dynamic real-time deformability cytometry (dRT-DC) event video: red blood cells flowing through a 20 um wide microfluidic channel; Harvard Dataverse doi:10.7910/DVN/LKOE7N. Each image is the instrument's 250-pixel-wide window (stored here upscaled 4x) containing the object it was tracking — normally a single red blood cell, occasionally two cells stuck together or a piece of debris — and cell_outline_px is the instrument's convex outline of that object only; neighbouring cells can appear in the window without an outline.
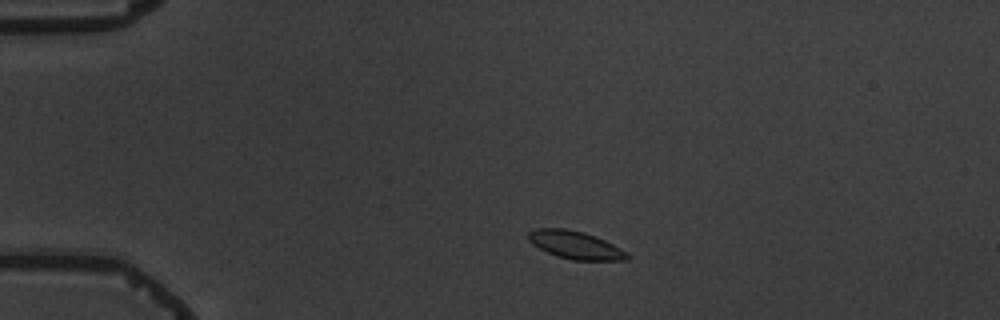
{"species": "common noctule bat (a hibernating species)", "species_latin": "Nyctalus noctula", "temperature_condition": "warm", "stored_images_in_passage": 9, "camera_frame_rate_fps": 3000, "um_per_image_px": 0.085, "animal": {"sex": "male", "body_mass_g": 19.5, "forearm_length_mm": 54.6}, "frame": {"image": 1, "passage_image": 2, "time_ms": 1.333, "image_size_px": [1000, 320], "cell_outline_px": [[632, 260], [572, 260], [556, 256], [532, 244], [528, 240], [528, 232], [536, 228], [564, 228], [584, 232], [596, 236], [620, 248], [632, 256]], "centroid_in_image_um": [48.93, 20.83], "position_along_channel_um": 36.1, "area_um2": 16.13}}
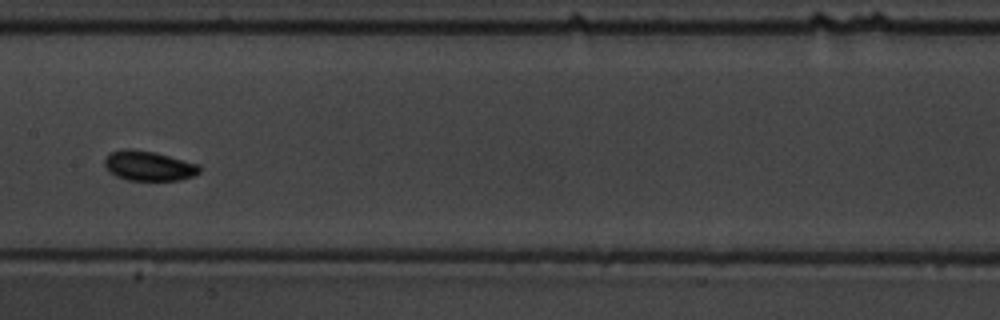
{"frame": {"image": 2, "passage_image": 6, "time_ms": 7.0, "image_size_px": [1000, 320], "cell_outline_px": [[200, 172], [192, 176], [180, 180], [128, 180], [116, 176], [104, 164], [104, 160], [112, 152], [124, 148], [128, 148], [152, 152], [200, 164]], "centroid_in_image_um": [12.66, 14.1], "position_along_channel_um": 194.7, "area_um2": 16.18}}
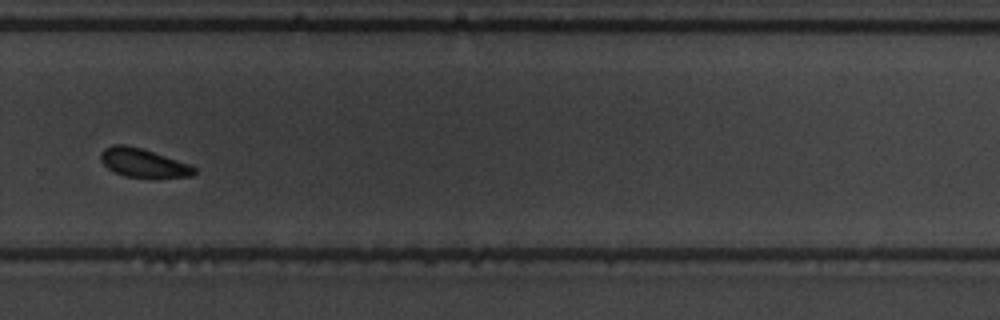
{"frame": {"image": 3, "passage_image": 9, "time_ms": 10.333, "image_size_px": [1000, 320], "cell_outline_px": [[196, 172], [192, 176], [124, 176], [112, 172], [100, 160], [100, 152], [104, 148], [112, 144], [124, 144], [140, 148], [192, 164], [196, 168]], "centroid_in_image_um": [12.14, 13.82], "position_along_channel_um": 317.7, "area_um2": 15.43}}